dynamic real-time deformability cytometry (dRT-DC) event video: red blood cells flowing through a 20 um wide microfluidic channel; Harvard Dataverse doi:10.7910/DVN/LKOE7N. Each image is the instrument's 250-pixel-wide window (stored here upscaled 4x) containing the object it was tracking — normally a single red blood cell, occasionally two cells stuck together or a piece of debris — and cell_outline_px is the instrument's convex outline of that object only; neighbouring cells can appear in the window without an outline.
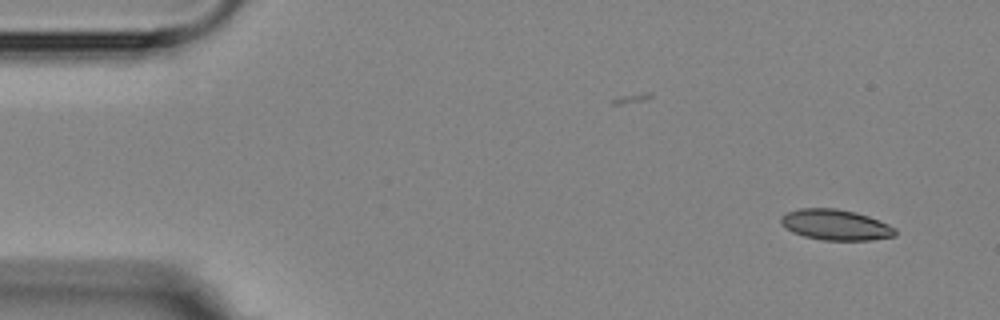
{"species": "Egyptian fruit bat (a non-hibernating species)", "species_latin": "Rousettus aegyptiacus", "temperature_condition": "room temperature", "stored_images_in_passage": 2, "camera_frame_rate_fps": 3000, "um_per_image_px": 0.085, "animal": {"sex": "female"}, "frame": {"image": 1, "passage_image": 2, "time_ms": 1.333, "image_size_px": [1000, 320], "cell_outline_px": [[896, 236], [872, 240], [824, 240], [804, 236], [792, 232], [784, 228], [780, 224], [780, 216], [788, 212], [800, 208], [836, 208], [856, 212], [868, 216], [888, 224], [896, 228]], "centroid_in_image_um": [71.01, 19.11], "position_along_channel_um": 14.0, "area_um2": 20.58}}